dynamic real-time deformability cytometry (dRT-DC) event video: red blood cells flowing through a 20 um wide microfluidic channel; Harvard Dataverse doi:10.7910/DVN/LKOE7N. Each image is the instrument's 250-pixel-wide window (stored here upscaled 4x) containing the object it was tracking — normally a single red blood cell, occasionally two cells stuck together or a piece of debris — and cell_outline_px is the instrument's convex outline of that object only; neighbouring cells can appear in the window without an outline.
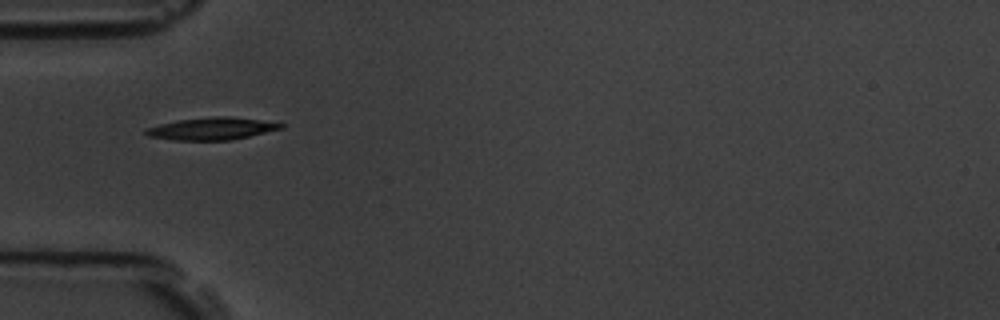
{"species": "common noctule bat (a hibernating species)", "species_latin": "Nyctalus noctula", "temperature_condition": "room temperature", "stored_images_in_passage": 4, "camera_frame_rate_fps": 3000, "um_per_image_px": 0.085, "animal": {"sex": "male", "body_mass_g": 19.5, "forearm_length_mm": 54.6}, "frame": {"image": 1, "passage_image": 1, "time_ms": 0.0, "image_size_px": [1000, 320], "cell_outline_px": [[284, 128], [248, 136], [228, 140], [172, 140], [148, 136], [144, 132], [144, 128], [160, 124], [180, 120], [212, 116], [228, 116], [260, 120], [284, 124]], "centroid_in_image_um": [17.96, 10.93], "position_along_channel_um": 67.0, "area_um2": 17.4}}
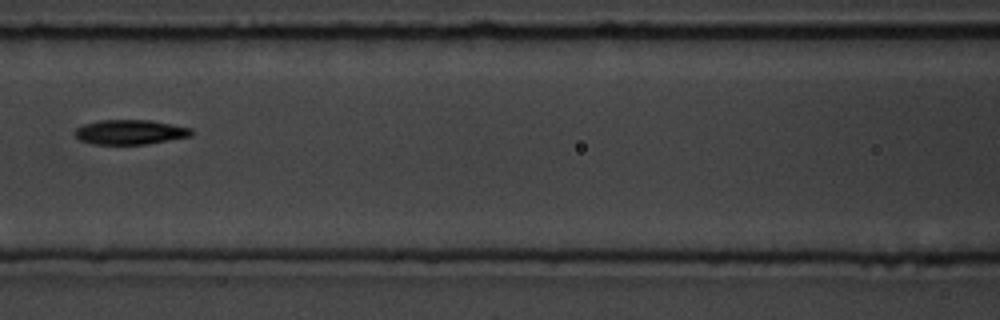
{"frame": {"image": 2, "passage_image": 3, "time_ms": 2.333, "image_size_px": [1000, 320], "cell_outline_px": [[192, 136], [148, 144], [96, 144], [80, 140], [76, 136], [76, 128], [84, 124], [100, 120], [152, 120], [192, 128]], "centroid_in_image_um": [11.1, 11.22], "position_along_channel_um": 155.5, "area_um2": 16.7}}
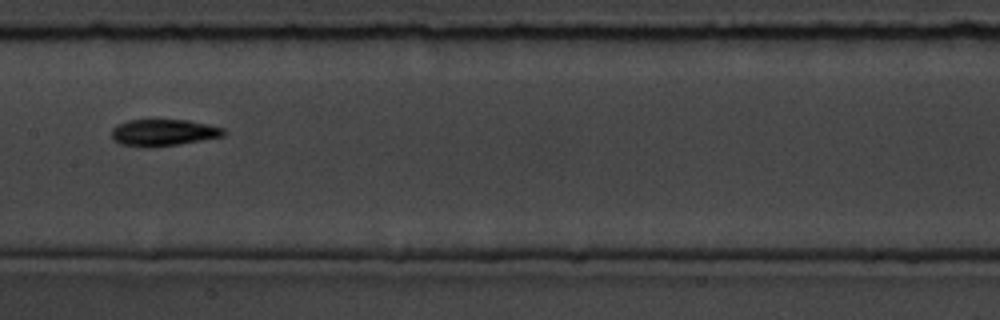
{"frame": {"image": 3, "passage_image": 4, "time_ms": 3.333, "image_size_px": [1000, 320], "cell_outline_px": [[224, 136], [180, 144], [152, 148], [144, 148], [120, 144], [112, 140], [112, 128], [116, 124], [128, 120], [188, 120], [208, 124], [224, 128]], "centroid_in_image_um": [13.84, 11.28], "position_along_channel_um": 193.6, "area_um2": 17.69}}